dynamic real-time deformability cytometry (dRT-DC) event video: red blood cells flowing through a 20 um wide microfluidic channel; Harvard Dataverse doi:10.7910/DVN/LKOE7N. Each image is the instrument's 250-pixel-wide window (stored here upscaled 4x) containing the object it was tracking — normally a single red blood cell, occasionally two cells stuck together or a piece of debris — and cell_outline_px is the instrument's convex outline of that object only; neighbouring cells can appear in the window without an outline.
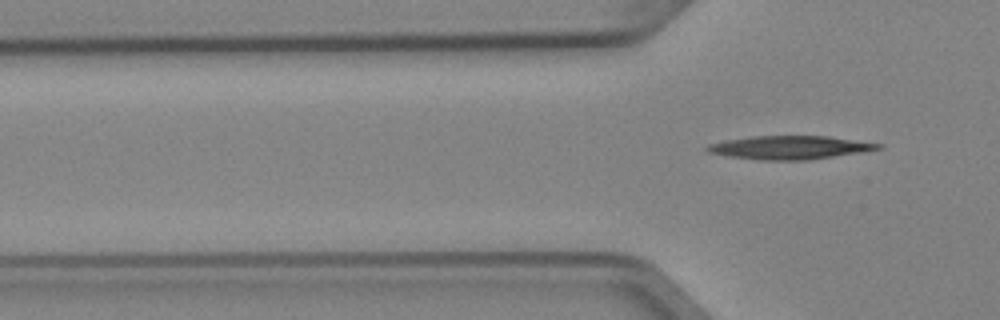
{"species": "Egyptian fruit bat (a non-hibernating species)", "species_latin": "Rousettus aegyptiacus", "temperature_condition": "cold", "stored_images_in_passage": 5, "camera_frame_rate_fps": 3000, "um_per_image_px": 0.085, "animal": {"sex": "female"}, "frame": {"image": 1, "passage_image": 5, "time_ms": 1.333, "image_size_px": [1000, 320], "cell_outline_px": [[884, 148], [864, 152], [808, 160], [760, 160], [728, 156], [708, 152], [704, 148], [708, 144], [724, 140], [752, 136], [828, 136], [884, 144]], "centroid_in_image_um": [67.16, 12.54], "position_along_channel_um": 58.6, "area_um2": 23.52}}